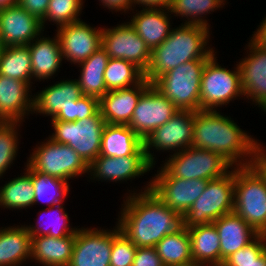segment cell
I'll list each match as a JSON object with an SVG mask.
<instances>
[{
    "instance_id": "681fc988",
    "label": "cell",
    "mask_w": 266,
    "mask_h": 266,
    "mask_svg": "<svg viewBox=\"0 0 266 266\" xmlns=\"http://www.w3.org/2000/svg\"><path fill=\"white\" fill-rule=\"evenodd\" d=\"M222 266H266V251L260 255L253 263L249 264H223Z\"/></svg>"
},
{
    "instance_id": "4316f807",
    "label": "cell",
    "mask_w": 266,
    "mask_h": 266,
    "mask_svg": "<svg viewBox=\"0 0 266 266\" xmlns=\"http://www.w3.org/2000/svg\"><path fill=\"white\" fill-rule=\"evenodd\" d=\"M34 39L29 45L32 79L38 80L51 78L59 69L62 58L61 44L58 36L54 39L41 36Z\"/></svg>"
},
{
    "instance_id": "30bf717a",
    "label": "cell",
    "mask_w": 266,
    "mask_h": 266,
    "mask_svg": "<svg viewBox=\"0 0 266 266\" xmlns=\"http://www.w3.org/2000/svg\"><path fill=\"white\" fill-rule=\"evenodd\" d=\"M215 54L206 62L200 87V110H216L235 98L243 96L240 70L222 68ZM214 108V109H213Z\"/></svg>"
},
{
    "instance_id": "f35d334b",
    "label": "cell",
    "mask_w": 266,
    "mask_h": 266,
    "mask_svg": "<svg viewBox=\"0 0 266 266\" xmlns=\"http://www.w3.org/2000/svg\"><path fill=\"white\" fill-rule=\"evenodd\" d=\"M18 122H0V177L11 166L18 151Z\"/></svg>"
},
{
    "instance_id": "f1b7e54d",
    "label": "cell",
    "mask_w": 266,
    "mask_h": 266,
    "mask_svg": "<svg viewBox=\"0 0 266 266\" xmlns=\"http://www.w3.org/2000/svg\"><path fill=\"white\" fill-rule=\"evenodd\" d=\"M31 259V236L25 225L0 229V266H19Z\"/></svg>"
},
{
    "instance_id": "7402d4cb",
    "label": "cell",
    "mask_w": 266,
    "mask_h": 266,
    "mask_svg": "<svg viewBox=\"0 0 266 266\" xmlns=\"http://www.w3.org/2000/svg\"><path fill=\"white\" fill-rule=\"evenodd\" d=\"M220 238V266L234 252L252 242L259 234L234 212L213 222Z\"/></svg>"
},
{
    "instance_id": "1f68e13d",
    "label": "cell",
    "mask_w": 266,
    "mask_h": 266,
    "mask_svg": "<svg viewBox=\"0 0 266 266\" xmlns=\"http://www.w3.org/2000/svg\"><path fill=\"white\" fill-rule=\"evenodd\" d=\"M0 75L14 78L29 85L32 79V63L28 45L7 46L0 54Z\"/></svg>"
},
{
    "instance_id": "7c38bea8",
    "label": "cell",
    "mask_w": 266,
    "mask_h": 266,
    "mask_svg": "<svg viewBox=\"0 0 266 266\" xmlns=\"http://www.w3.org/2000/svg\"><path fill=\"white\" fill-rule=\"evenodd\" d=\"M178 111L179 109L151 84L139 98L128 126L144 141Z\"/></svg>"
},
{
    "instance_id": "836d02e7",
    "label": "cell",
    "mask_w": 266,
    "mask_h": 266,
    "mask_svg": "<svg viewBox=\"0 0 266 266\" xmlns=\"http://www.w3.org/2000/svg\"><path fill=\"white\" fill-rule=\"evenodd\" d=\"M144 79V72L134 63L110 58L104 72L107 91L129 88Z\"/></svg>"
},
{
    "instance_id": "c3c4849f",
    "label": "cell",
    "mask_w": 266,
    "mask_h": 266,
    "mask_svg": "<svg viewBox=\"0 0 266 266\" xmlns=\"http://www.w3.org/2000/svg\"><path fill=\"white\" fill-rule=\"evenodd\" d=\"M251 37L259 46L266 49V17Z\"/></svg>"
},
{
    "instance_id": "8fae6325",
    "label": "cell",
    "mask_w": 266,
    "mask_h": 266,
    "mask_svg": "<svg viewBox=\"0 0 266 266\" xmlns=\"http://www.w3.org/2000/svg\"><path fill=\"white\" fill-rule=\"evenodd\" d=\"M160 169L151 180V191L171 210L184 216L202 195L209 180L177 178L163 166Z\"/></svg>"
},
{
    "instance_id": "5bb4252c",
    "label": "cell",
    "mask_w": 266,
    "mask_h": 266,
    "mask_svg": "<svg viewBox=\"0 0 266 266\" xmlns=\"http://www.w3.org/2000/svg\"><path fill=\"white\" fill-rule=\"evenodd\" d=\"M101 47L110 58L134 63L143 72L149 66L151 50L129 22L116 27L102 28Z\"/></svg>"
},
{
    "instance_id": "ba28073f",
    "label": "cell",
    "mask_w": 266,
    "mask_h": 266,
    "mask_svg": "<svg viewBox=\"0 0 266 266\" xmlns=\"http://www.w3.org/2000/svg\"><path fill=\"white\" fill-rule=\"evenodd\" d=\"M33 170L69 181L89 171V165L69 145L48 138L30 154L27 160Z\"/></svg>"
},
{
    "instance_id": "ac0fdd59",
    "label": "cell",
    "mask_w": 266,
    "mask_h": 266,
    "mask_svg": "<svg viewBox=\"0 0 266 266\" xmlns=\"http://www.w3.org/2000/svg\"><path fill=\"white\" fill-rule=\"evenodd\" d=\"M249 54L237 65L240 70L242 91L258 107L266 110V49L253 39L248 43Z\"/></svg>"
},
{
    "instance_id": "d6986e66",
    "label": "cell",
    "mask_w": 266,
    "mask_h": 266,
    "mask_svg": "<svg viewBox=\"0 0 266 266\" xmlns=\"http://www.w3.org/2000/svg\"><path fill=\"white\" fill-rule=\"evenodd\" d=\"M153 165L146 155L125 157L98 156L90 165L89 171L93 180L126 181L149 172Z\"/></svg>"
},
{
    "instance_id": "9c48e42d",
    "label": "cell",
    "mask_w": 266,
    "mask_h": 266,
    "mask_svg": "<svg viewBox=\"0 0 266 266\" xmlns=\"http://www.w3.org/2000/svg\"><path fill=\"white\" fill-rule=\"evenodd\" d=\"M164 168L177 178L212 180L227 174L233 168L220 154L206 149L188 147L173 153Z\"/></svg>"
},
{
    "instance_id": "7dc6e473",
    "label": "cell",
    "mask_w": 266,
    "mask_h": 266,
    "mask_svg": "<svg viewBox=\"0 0 266 266\" xmlns=\"http://www.w3.org/2000/svg\"><path fill=\"white\" fill-rule=\"evenodd\" d=\"M172 0H133V5H141L142 8H164L169 9L171 6Z\"/></svg>"
},
{
    "instance_id": "7bdbcfd3",
    "label": "cell",
    "mask_w": 266,
    "mask_h": 266,
    "mask_svg": "<svg viewBox=\"0 0 266 266\" xmlns=\"http://www.w3.org/2000/svg\"><path fill=\"white\" fill-rule=\"evenodd\" d=\"M132 266H164L154 247H137Z\"/></svg>"
},
{
    "instance_id": "277c9868",
    "label": "cell",
    "mask_w": 266,
    "mask_h": 266,
    "mask_svg": "<svg viewBox=\"0 0 266 266\" xmlns=\"http://www.w3.org/2000/svg\"><path fill=\"white\" fill-rule=\"evenodd\" d=\"M233 212L266 235V181L252 165L235 167Z\"/></svg>"
},
{
    "instance_id": "83f0119b",
    "label": "cell",
    "mask_w": 266,
    "mask_h": 266,
    "mask_svg": "<svg viewBox=\"0 0 266 266\" xmlns=\"http://www.w3.org/2000/svg\"><path fill=\"white\" fill-rule=\"evenodd\" d=\"M187 229L193 261L203 266H220V238L215 225L210 223Z\"/></svg>"
},
{
    "instance_id": "9a60e30c",
    "label": "cell",
    "mask_w": 266,
    "mask_h": 266,
    "mask_svg": "<svg viewBox=\"0 0 266 266\" xmlns=\"http://www.w3.org/2000/svg\"><path fill=\"white\" fill-rule=\"evenodd\" d=\"M62 58L80 64L101 47V28H93L82 20L57 28Z\"/></svg>"
},
{
    "instance_id": "d6a6232c",
    "label": "cell",
    "mask_w": 266,
    "mask_h": 266,
    "mask_svg": "<svg viewBox=\"0 0 266 266\" xmlns=\"http://www.w3.org/2000/svg\"><path fill=\"white\" fill-rule=\"evenodd\" d=\"M164 266L189 262L191 256V240L188 229L182 227L173 234L165 235L154 247Z\"/></svg>"
},
{
    "instance_id": "816d5d0a",
    "label": "cell",
    "mask_w": 266,
    "mask_h": 266,
    "mask_svg": "<svg viewBox=\"0 0 266 266\" xmlns=\"http://www.w3.org/2000/svg\"><path fill=\"white\" fill-rule=\"evenodd\" d=\"M168 266H203L198 264L197 262H194L193 260L186 262V263H182V264H172V265H168Z\"/></svg>"
},
{
    "instance_id": "d4e9b609",
    "label": "cell",
    "mask_w": 266,
    "mask_h": 266,
    "mask_svg": "<svg viewBox=\"0 0 266 266\" xmlns=\"http://www.w3.org/2000/svg\"><path fill=\"white\" fill-rule=\"evenodd\" d=\"M80 85L77 80H62L45 87L33 97V112L41 113L46 116H51L53 119L61 109L77 100L82 96Z\"/></svg>"
},
{
    "instance_id": "74e56055",
    "label": "cell",
    "mask_w": 266,
    "mask_h": 266,
    "mask_svg": "<svg viewBox=\"0 0 266 266\" xmlns=\"http://www.w3.org/2000/svg\"><path fill=\"white\" fill-rule=\"evenodd\" d=\"M82 6L83 0H50L46 14L41 20L43 28L47 20L58 25L57 28L80 21L78 16Z\"/></svg>"
},
{
    "instance_id": "4dcf8cb0",
    "label": "cell",
    "mask_w": 266,
    "mask_h": 266,
    "mask_svg": "<svg viewBox=\"0 0 266 266\" xmlns=\"http://www.w3.org/2000/svg\"><path fill=\"white\" fill-rule=\"evenodd\" d=\"M26 172L13 178L0 188V206L8 209H23L34 205V187L31 167L27 164Z\"/></svg>"
},
{
    "instance_id": "f6af8a7d",
    "label": "cell",
    "mask_w": 266,
    "mask_h": 266,
    "mask_svg": "<svg viewBox=\"0 0 266 266\" xmlns=\"http://www.w3.org/2000/svg\"><path fill=\"white\" fill-rule=\"evenodd\" d=\"M252 166L266 181V150L258 142L254 150Z\"/></svg>"
},
{
    "instance_id": "e575fe53",
    "label": "cell",
    "mask_w": 266,
    "mask_h": 266,
    "mask_svg": "<svg viewBox=\"0 0 266 266\" xmlns=\"http://www.w3.org/2000/svg\"><path fill=\"white\" fill-rule=\"evenodd\" d=\"M31 178L34 187V204L39 201L50 207L64 201L69 192V182L39 173L31 168Z\"/></svg>"
},
{
    "instance_id": "ab89813d",
    "label": "cell",
    "mask_w": 266,
    "mask_h": 266,
    "mask_svg": "<svg viewBox=\"0 0 266 266\" xmlns=\"http://www.w3.org/2000/svg\"><path fill=\"white\" fill-rule=\"evenodd\" d=\"M99 110V99L93 96L82 95L79 99L73 100L51 121L73 122L93 116Z\"/></svg>"
},
{
    "instance_id": "6da1fadb",
    "label": "cell",
    "mask_w": 266,
    "mask_h": 266,
    "mask_svg": "<svg viewBox=\"0 0 266 266\" xmlns=\"http://www.w3.org/2000/svg\"><path fill=\"white\" fill-rule=\"evenodd\" d=\"M149 183L144 192L126 196L117 223L120 231L137 247H155L165 235L183 227V216L166 206L151 191V180Z\"/></svg>"
},
{
    "instance_id": "bcb514c9",
    "label": "cell",
    "mask_w": 266,
    "mask_h": 266,
    "mask_svg": "<svg viewBox=\"0 0 266 266\" xmlns=\"http://www.w3.org/2000/svg\"><path fill=\"white\" fill-rule=\"evenodd\" d=\"M101 1L102 5L109 10H116L117 11H129L132 9L133 0H99Z\"/></svg>"
},
{
    "instance_id": "ffe728a7",
    "label": "cell",
    "mask_w": 266,
    "mask_h": 266,
    "mask_svg": "<svg viewBox=\"0 0 266 266\" xmlns=\"http://www.w3.org/2000/svg\"><path fill=\"white\" fill-rule=\"evenodd\" d=\"M151 85L145 78L137 85L107 91L99 99V111L108 124L129 125L142 93Z\"/></svg>"
},
{
    "instance_id": "8d00e7d4",
    "label": "cell",
    "mask_w": 266,
    "mask_h": 266,
    "mask_svg": "<svg viewBox=\"0 0 266 266\" xmlns=\"http://www.w3.org/2000/svg\"><path fill=\"white\" fill-rule=\"evenodd\" d=\"M63 207H64L63 203H59L57 205H53L49 208H46L47 210H43L44 213L46 212L45 214L51 215L52 213L53 214L55 213L54 214L55 216L52 217L53 219H51L52 220L51 222L49 221V224L51 223L50 225L49 224L47 225L46 223H44V224H46V226H44L43 221H42V224L39 221L38 226H37V224H36V226H33V225L25 226L27 228V231L30 234V236L35 237V236H47V235H49V236H53L55 238H60V237L69 236L71 234H76L78 229L72 228V227H70V224L69 225L67 224V222L69 221V218H68V214L65 213V210ZM54 209L56 210V212L54 211ZM50 212H52V213H50ZM40 215H41L40 217H42L41 212H40ZM43 217H45V216H43ZM45 218H47V217H45Z\"/></svg>"
},
{
    "instance_id": "2e32d148",
    "label": "cell",
    "mask_w": 266,
    "mask_h": 266,
    "mask_svg": "<svg viewBox=\"0 0 266 266\" xmlns=\"http://www.w3.org/2000/svg\"><path fill=\"white\" fill-rule=\"evenodd\" d=\"M112 230L78 228L68 266H110Z\"/></svg>"
},
{
    "instance_id": "e0dca14e",
    "label": "cell",
    "mask_w": 266,
    "mask_h": 266,
    "mask_svg": "<svg viewBox=\"0 0 266 266\" xmlns=\"http://www.w3.org/2000/svg\"><path fill=\"white\" fill-rule=\"evenodd\" d=\"M43 29L41 20L18 4L0 9V37L4 47L29 45L41 37Z\"/></svg>"
},
{
    "instance_id": "f5cc1de1",
    "label": "cell",
    "mask_w": 266,
    "mask_h": 266,
    "mask_svg": "<svg viewBox=\"0 0 266 266\" xmlns=\"http://www.w3.org/2000/svg\"><path fill=\"white\" fill-rule=\"evenodd\" d=\"M3 48H4V46H3V43H2L1 37H0V54H1L2 50H3Z\"/></svg>"
},
{
    "instance_id": "52a82bcc",
    "label": "cell",
    "mask_w": 266,
    "mask_h": 266,
    "mask_svg": "<svg viewBox=\"0 0 266 266\" xmlns=\"http://www.w3.org/2000/svg\"><path fill=\"white\" fill-rule=\"evenodd\" d=\"M53 141L69 145L90 165L99 155L106 122L98 110L93 116L73 122L52 121Z\"/></svg>"
},
{
    "instance_id": "4fadbf2b",
    "label": "cell",
    "mask_w": 266,
    "mask_h": 266,
    "mask_svg": "<svg viewBox=\"0 0 266 266\" xmlns=\"http://www.w3.org/2000/svg\"><path fill=\"white\" fill-rule=\"evenodd\" d=\"M194 119V111L179 110L168 122L157 127L145 138L143 141L145 153L152 165H155V157H153V153H150L152 147L157 151L173 150L175 153L191 147Z\"/></svg>"
},
{
    "instance_id": "5b68a950",
    "label": "cell",
    "mask_w": 266,
    "mask_h": 266,
    "mask_svg": "<svg viewBox=\"0 0 266 266\" xmlns=\"http://www.w3.org/2000/svg\"><path fill=\"white\" fill-rule=\"evenodd\" d=\"M209 59H197L181 64L152 84L179 110L200 111L201 77Z\"/></svg>"
},
{
    "instance_id": "ee69618b",
    "label": "cell",
    "mask_w": 266,
    "mask_h": 266,
    "mask_svg": "<svg viewBox=\"0 0 266 266\" xmlns=\"http://www.w3.org/2000/svg\"><path fill=\"white\" fill-rule=\"evenodd\" d=\"M50 0H18V5L30 14L42 20Z\"/></svg>"
},
{
    "instance_id": "7a4b0ae2",
    "label": "cell",
    "mask_w": 266,
    "mask_h": 266,
    "mask_svg": "<svg viewBox=\"0 0 266 266\" xmlns=\"http://www.w3.org/2000/svg\"><path fill=\"white\" fill-rule=\"evenodd\" d=\"M256 144L228 116L216 110L195 111L192 147L218 153L232 166L241 167L252 165Z\"/></svg>"
},
{
    "instance_id": "cb8c5ba5",
    "label": "cell",
    "mask_w": 266,
    "mask_h": 266,
    "mask_svg": "<svg viewBox=\"0 0 266 266\" xmlns=\"http://www.w3.org/2000/svg\"><path fill=\"white\" fill-rule=\"evenodd\" d=\"M146 155L143 140L128 126L108 124L101 137L100 156Z\"/></svg>"
},
{
    "instance_id": "f546056e",
    "label": "cell",
    "mask_w": 266,
    "mask_h": 266,
    "mask_svg": "<svg viewBox=\"0 0 266 266\" xmlns=\"http://www.w3.org/2000/svg\"><path fill=\"white\" fill-rule=\"evenodd\" d=\"M110 57L100 47L89 58L78 64L81 66L80 78L76 79L83 95L100 99L106 92L104 72Z\"/></svg>"
},
{
    "instance_id": "b9f144b4",
    "label": "cell",
    "mask_w": 266,
    "mask_h": 266,
    "mask_svg": "<svg viewBox=\"0 0 266 266\" xmlns=\"http://www.w3.org/2000/svg\"><path fill=\"white\" fill-rule=\"evenodd\" d=\"M266 251V235L259 234L252 242L230 255L223 264L253 263Z\"/></svg>"
},
{
    "instance_id": "d590c367",
    "label": "cell",
    "mask_w": 266,
    "mask_h": 266,
    "mask_svg": "<svg viewBox=\"0 0 266 266\" xmlns=\"http://www.w3.org/2000/svg\"><path fill=\"white\" fill-rule=\"evenodd\" d=\"M222 5L225 4L220 0H172L169 10L171 14H176L174 16H185L187 21L184 23L202 25L209 28L207 20H204L202 15L206 16L207 13L214 12V9L216 10Z\"/></svg>"
},
{
    "instance_id": "484cf974",
    "label": "cell",
    "mask_w": 266,
    "mask_h": 266,
    "mask_svg": "<svg viewBox=\"0 0 266 266\" xmlns=\"http://www.w3.org/2000/svg\"><path fill=\"white\" fill-rule=\"evenodd\" d=\"M76 234L55 238L31 237V259L44 266H68L73 253Z\"/></svg>"
},
{
    "instance_id": "603a6c76",
    "label": "cell",
    "mask_w": 266,
    "mask_h": 266,
    "mask_svg": "<svg viewBox=\"0 0 266 266\" xmlns=\"http://www.w3.org/2000/svg\"><path fill=\"white\" fill-rule=\"evenodd\" d=\"M169 12V9L164 8H143L129 22L151 51L161 45L173 29Z\"/></svg>"
},
{
    "instance_id": "f907efd6",
    "label": "cell",
    "mask_w": 266,
    "mask_h": 266,
    "mask_svg": "<svg viewBox=\"0 0 266 266\" xmlns=\"http://www.w3.org/2000/svg\"><path fill=\"white\" fill-rule=\"evenodd\" d=\"M18 4V0H0V9Z\"/></svg>"
},
{
    "instance_id": "60d3db41",
    "label": "cell",
    "mask_w": 266,
    "mask_h": 266,
    "mask_svg": "<svg viewBox=\"0 0 266 266\" xmlns=\"http://www.w3.org/2000/svg\"><path fill=\"white\" fill-rule=\"evenodd\" d=\"M117 227L112 230L110 266H132L137 246Z\"/></svg>"
},
{
    "instance_id": "44dd1931",
    "label": "cell",
    "mask_w": 266,
    "mask_h": 266,
    "mask_svg": "<svg viewBox=\"0 0 266 266\" xmlns=\"http://www.w3.org/2000/svg\"><path fill=\"white\" fill-rule=\"evenodd\" d=\"M29 89L26 82L0 75V122L22 123L26 114L33 113Z\"/></svg>"
},
{
    "instance_id": "3957f363",
    "label": "cell",
    "mask_w": 266,
    "mask_h": 266,
    "mask_svg": "<svg viewBox=\"0 0 266 266\" xmlns=\"http://www.w3.org/2000/svg\"><path fill=\"white\" fill-rule=\"evenodd\" d=\"M209 29L187 23L172 29L167 39L151 51L144 78L152 84L158 77L181 64L197 59H210L214 50L205 47L210 38Z\"/></svg>"
},
{
    "instance_id": "8992f818",
    "label": "cell",
    "mask_w": 266,
    "mask_h": 266,
    "mask_svg": "<svg viewBox=\"0 0 266 266\" xmlns=\"http://www.w3.org/2000/svg\"><path fill=\"white\" fill-rule=\"evenodd\" d=\"M235 167L222 177L208 181L202 195L183 216V226L210 224L234 210Z\"/></svg>"
}]
</instances>
